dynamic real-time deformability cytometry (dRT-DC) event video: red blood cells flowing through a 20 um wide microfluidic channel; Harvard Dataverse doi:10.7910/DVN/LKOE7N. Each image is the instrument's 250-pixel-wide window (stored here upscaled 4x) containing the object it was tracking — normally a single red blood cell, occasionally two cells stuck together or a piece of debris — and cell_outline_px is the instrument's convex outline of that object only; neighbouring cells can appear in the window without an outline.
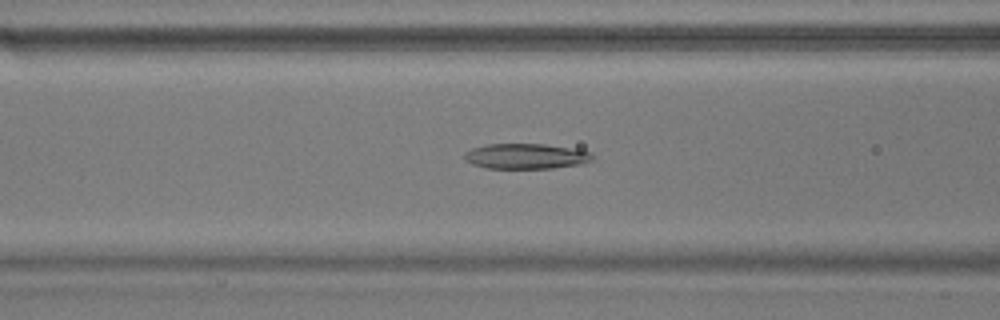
{"species": "common noctule bat (a hibernating species)", "species_latin": "Nyctalus noctula", "temperature_condition": "warm", "stored_images_in_passage": 38, "camera_frame_rate_fps": 3000, "um_per_image_px": 0.085, "animal": {"sex": "male", "body_mass_g": 17.9}, "frame": {"image": 1, "passage_image": 10, "time_ms": 3.0, "image_size_px": [1000, 320], "cell_outline_px": [[596, 160], [584, 164], [552, 168], [484, 168], [472, 164], [464, 160], [464, 152], [472, 148], [488, 144], [544, 144], [592, 152], [596, 156]], "centroid_in_image_um": [44.74, 13.29], "position_along_channel_um": 121.9, "area_um2": 19.13}}
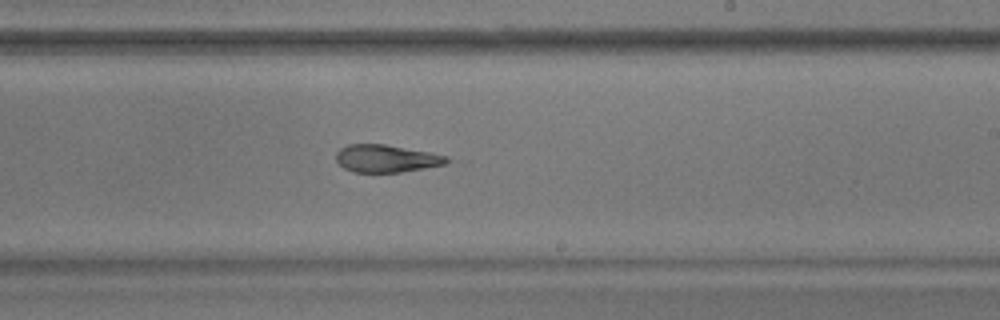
{"frame": {"image": 2, "passage_image": 21, "time_ms": 6.667, "image_size_px": [1000, 320], "cell_outline_px": [[448, 160], [444, 164], [424, 168], [400, 172], [352, 172], [344, 168], [336, 160], [336, 152], [340, 148], [348, 144], [384, 144], [428, 152], [448, 156]], "centroid_in_image_um": [32.78, 13.47], "position_along_channel_um": 256.2, "area_um2": 17.57}}
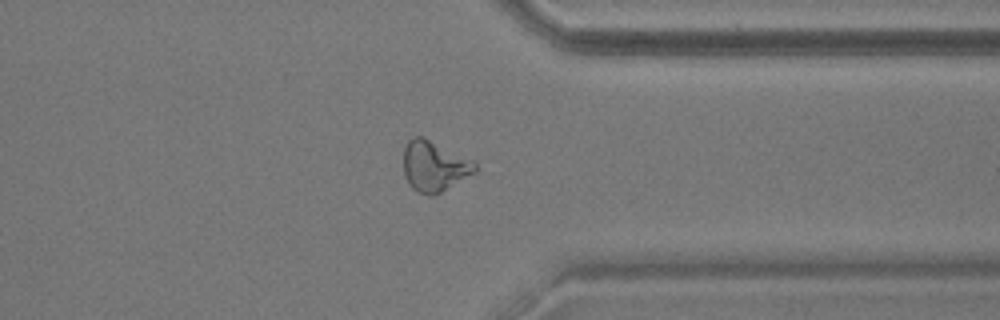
{"frame": {"image": 3, "passage_image": 31, "time_ms": 10.0, "image_size_px": [1000, 320], "cell_outline_px": [[476, 172], [440, 192], [432, 196], [428, 196], [416, 192], [408, 184], [404, 176], [404, 148], [408, 140], [412, 136], [424, 136], [472, 160], [476, 164]], "centroid_in_image_um": [36.87, 14.12], "position_along_channel_um": 374.5, "area_um2": 21.15}, "authors_computed_cell_mechanics": {"area_um2": 18.9295, "velocity_mm_per_s": 3.6649, "shape_relaxation_time_tau1_ms": null, "shape_relaxation_time_tau2_ms": 3.8465, "deformation_change_tau1": null, "deformation_change_tau2": 0.1459}}